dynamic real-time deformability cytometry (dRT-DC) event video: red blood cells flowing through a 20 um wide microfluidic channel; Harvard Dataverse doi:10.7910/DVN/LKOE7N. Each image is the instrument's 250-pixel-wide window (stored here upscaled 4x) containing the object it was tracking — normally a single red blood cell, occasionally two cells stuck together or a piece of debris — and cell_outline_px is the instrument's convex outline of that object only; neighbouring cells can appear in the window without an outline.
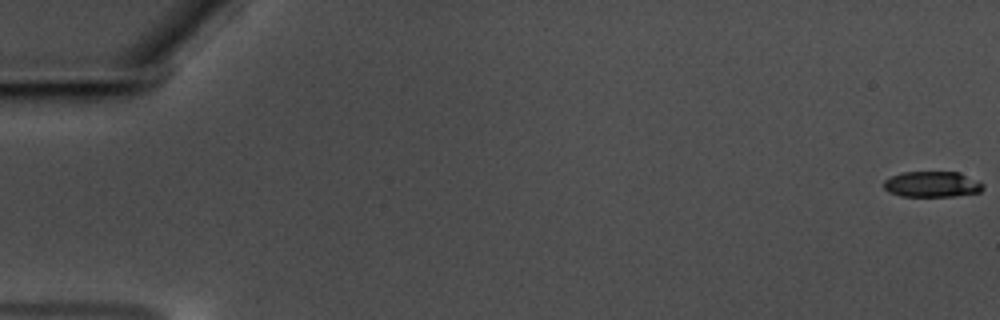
{"species": "common noctule bat (a hibernating species)", "species_latin": "Nyctalus noctula", "temperature_condition": "warm", "stored_images_in_passage": 12, "camera_frame_rate_fps": 3000, "um_per_image_px": 0.085, "animal": {"sex": "male", "body_mass_g": 17.5, "forearm_length_mm": 52.3}, "frame": {"image": 1, "passage_image": 1, "time_ms": 0.0, "image_size_px": [1000, 320], "cell_outline_px": [[984, 188], [980, 192], [952, 196], [900, 196], [888, 192], [884, 188], [884, 180], [892, 176], [904, 172], [960, 172], [980, 180], [984, 184]], "centroid_in_image_um": [79.27, 15.66], "position_along_channel_um": 5.7, "area_um2": 15.03}}